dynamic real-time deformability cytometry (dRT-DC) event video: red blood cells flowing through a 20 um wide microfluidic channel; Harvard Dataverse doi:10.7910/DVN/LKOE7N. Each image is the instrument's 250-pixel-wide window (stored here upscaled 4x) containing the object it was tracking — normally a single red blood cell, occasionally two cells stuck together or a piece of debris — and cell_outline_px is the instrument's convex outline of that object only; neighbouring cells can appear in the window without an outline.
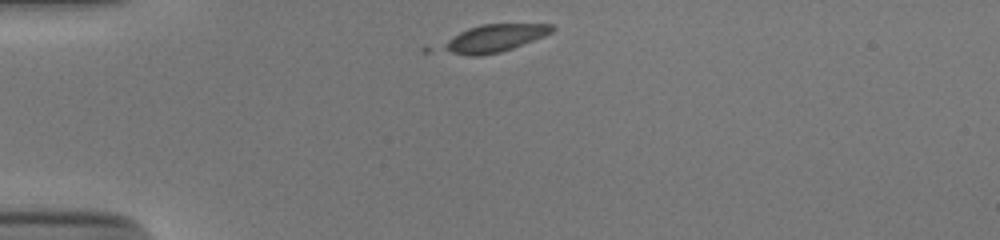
{"species": "human", "species_latin": "Homo sapiens", "temperature_condition": "cold", "stored_images_in_passage": 34, "camera_frame_rate_fps": 3000, "um_per_image_px": 0.085, "donor": {"sex": "male"}, "frame": {"image": 1, "passage_image": 1, "time_ms": 0.0, "image_size_px": [1000, 240], "cell_outline_px": [[556, 28], [552, 32], [544, 36], [512, 48], [500, 52], [480, 56], [468, 56], [420, 52], [420, 48], [424, 44], [468, 28], [480, 24], [552, 24]], "centroid_in_image_um": [41.4, 3.33], "position_along_channel_um": 43.6, "area_um2": 20.0}}
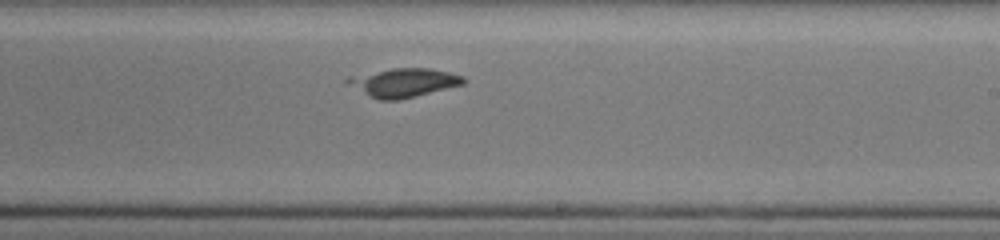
{"frame": {"image": 2, "passage_image": 20, "time_ms": 6.333, "image_size_px": [1000, 240], "cell_outline_px": [[468, 80], [464, 84], [416, 96], [396, 100], [380, 100], [368, 96], [348, 84], [344, 80], [348, 76], [392, 68], [432, 68], [464, 76]], "centroid_in_image_um": [34.31, 7.01], "position_along_channel_um": 254.7, "area_um2": 19.48}}
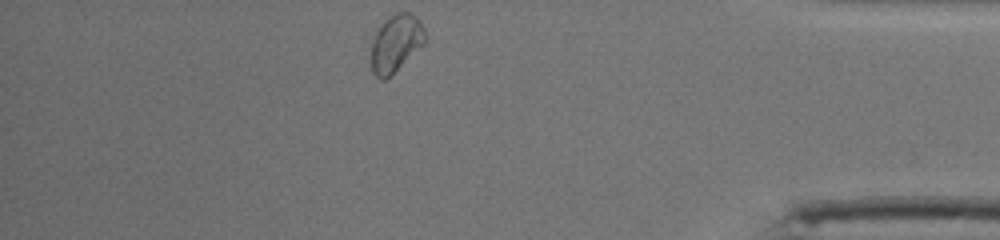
{"frame": {"image": 3, "passage_image": 34, "time_ms": 11.0, "image_size_px": [1000, 240], "cell_outline_px": [[428, 36], [424, 44], [384, 80], [380, 80], [372, 72], [364, 32], [396, 12], [408, 12], [416, 16], [420, 20]], "centroid_in_image_um": [33.48, 3.61], "position_along_channel_um": 401.7, "area_um2": 19.71}}